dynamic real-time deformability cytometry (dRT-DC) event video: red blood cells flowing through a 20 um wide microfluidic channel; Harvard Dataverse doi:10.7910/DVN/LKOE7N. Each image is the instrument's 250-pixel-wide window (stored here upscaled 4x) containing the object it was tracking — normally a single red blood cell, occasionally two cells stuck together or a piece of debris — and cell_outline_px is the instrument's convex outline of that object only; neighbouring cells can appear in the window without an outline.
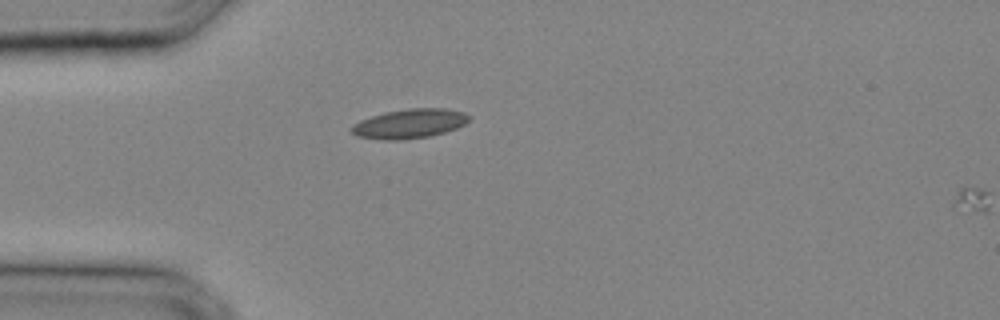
{"species": "common noctule bat (a hibernating species)", "species_latin": "Nyctalus noctula", "temperature_condition": "cold", "stored_images_in_passage": 2, "camera_frame_rate_fps": 3000, "um_per_image_px": 0.085, "animal": {"sex": "male", "body_mass_g": 20.4}, "frame": {"image": 1, "passage_image": 1, "time_ms": 0.0, "image_size_px": [1000, 320], "cell_outline_px": [[472, 116], [464, 124], [456, 128], [444, 132], [428, 136], [400, 140], [380, 140], [356, 136], [348, 128], [352, 124], [360, 120], [384, 112], [408, 108], [448, 108], [464, 112]], "centroid_in_image_um": [34.78, 10.5], "position_along_channel_um": 50.2, "area_um2": 20.29}}